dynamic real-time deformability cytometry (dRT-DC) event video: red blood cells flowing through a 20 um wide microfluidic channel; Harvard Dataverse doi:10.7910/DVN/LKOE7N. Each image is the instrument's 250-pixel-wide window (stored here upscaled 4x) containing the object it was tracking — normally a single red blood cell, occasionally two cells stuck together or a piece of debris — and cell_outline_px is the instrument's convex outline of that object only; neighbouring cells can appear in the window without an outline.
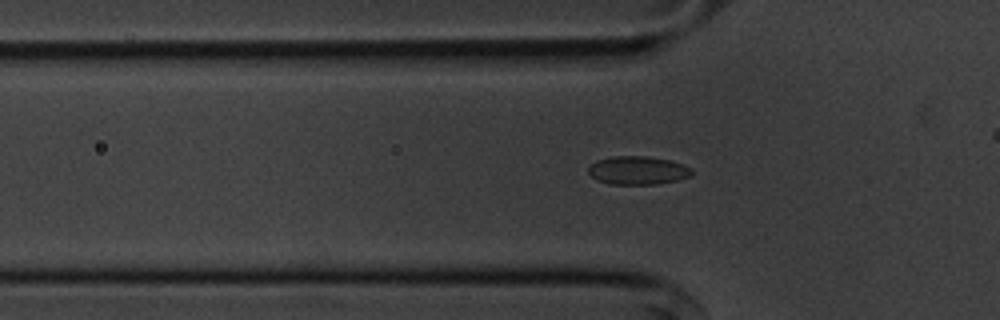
{"species": "common noctule bat (a hibernating species)", "species_latin": "Nyctalus noctula", "temperature_condition": "cold", "stored_images_in_passage": 44, "segment_of_instrument_passage": [1, 2], "camera_frame_rate_fps": 3000, "um_per_image_px": 0.085, "animal": {"sex": "male", "body_mass_g": 20.1, "forearm_length_mm": 53.5}, "frame": {"image": 1, "passage_image": 16, "time_ms": 5.0, "image_size_px": [1000, 320], "cell_outline_px": [[692, 172], [688, 176], [676, 180], [656, 184], [612, 184], [596, 180], [588, 172], [588, 168], [596, 160], [612, 156], [648, 156], [672, 160], [684, 164], [692, 168]], "centroid_in_image_um": [54.21, 14.47], "position_along_channel_um": 71.6, "area_um2": 17.11}}
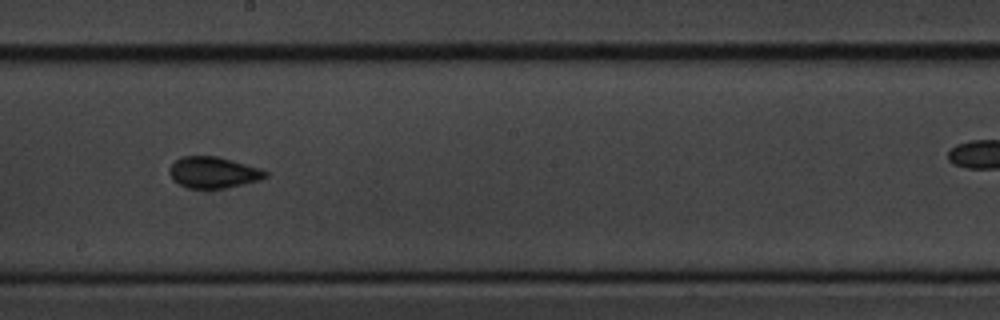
{"frame": {"image": 2, "passage_image": 29, "time_ms": 9.333, "image_size_px": [1000, 320], "cell_outline_px": [[268, 176], [260, 180], [228, 188], [188, 188], [172, 180], [168, 172], [168, 168], [180, 156], [216, 156], [232, 160], [260, 168], [268, 172]], "centroid_in_image_um": [18.12, 14.66], "position_along_channel_um": 230.1, "area_um2": 17.63}}
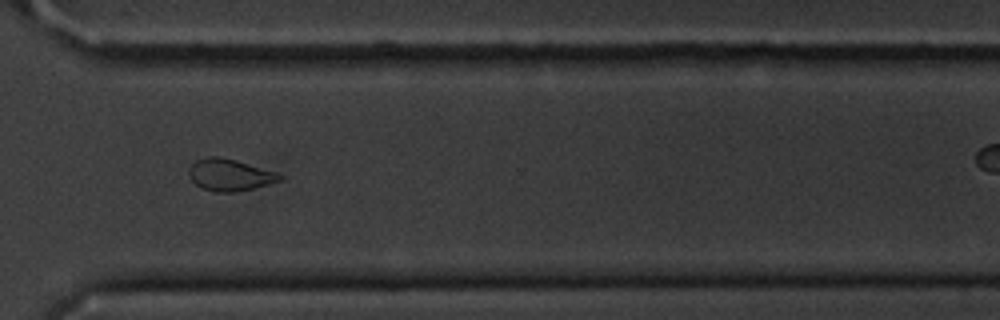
{"frame": {"image": 3, "passage_image": 39, "time_ms": 12.667, "image_size_px": [1000, 320], "cell_outline_px": [[284, 180], [252, 188], [232, 192], [216, 192], [204, 188], [196, 184], [188, 176], [188, 168], [196, 160], [208, 156], [220, 156], [236, 160], [276, 172], [284, 176]], "centroid_in_image_um": [19.53, 14.85], "position_along_channel_um": 351.1, "area_um2": 16.82}}